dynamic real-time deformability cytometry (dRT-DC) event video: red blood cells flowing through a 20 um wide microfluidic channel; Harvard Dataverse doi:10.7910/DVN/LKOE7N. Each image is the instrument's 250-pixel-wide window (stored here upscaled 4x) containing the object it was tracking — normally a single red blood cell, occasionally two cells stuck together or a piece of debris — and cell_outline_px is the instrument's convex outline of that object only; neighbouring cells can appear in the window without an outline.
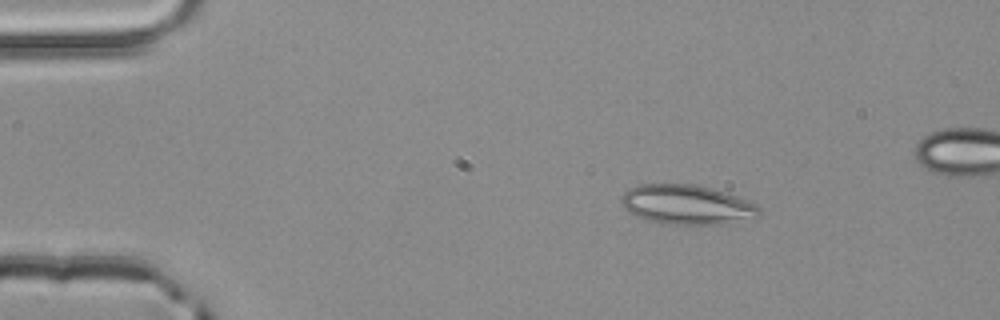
{"species": "common noctule bat (a hibernating species)", "species_latin": "Nyctalus noctula", "temperature_condition": "room temperature", "stored_images_in_passage": 3, "camera_frame_rate_fps": 3000, "um_per_image_px": 0.085, "animal": {"sex": "male", "body_mass_g": 20.4}, "frame": {"image": 1, "passage_image": 1, "time_ms": 0.0, "image_size_px": [1000, 320], "cell_outline_px": [[760, 216], [720, 224], [660, 224], [636, 216], [628, 212], [624, 208], [620, 200], [620, 196], [628, 188], [640, 184], [696, 184], [712, 188], [748, 200], [756, 204], [760, 208]], "centroid_in_image_um": [58.33, 17.39], "position_along_channel_um": 26.7, "area_um2": 31.91}}